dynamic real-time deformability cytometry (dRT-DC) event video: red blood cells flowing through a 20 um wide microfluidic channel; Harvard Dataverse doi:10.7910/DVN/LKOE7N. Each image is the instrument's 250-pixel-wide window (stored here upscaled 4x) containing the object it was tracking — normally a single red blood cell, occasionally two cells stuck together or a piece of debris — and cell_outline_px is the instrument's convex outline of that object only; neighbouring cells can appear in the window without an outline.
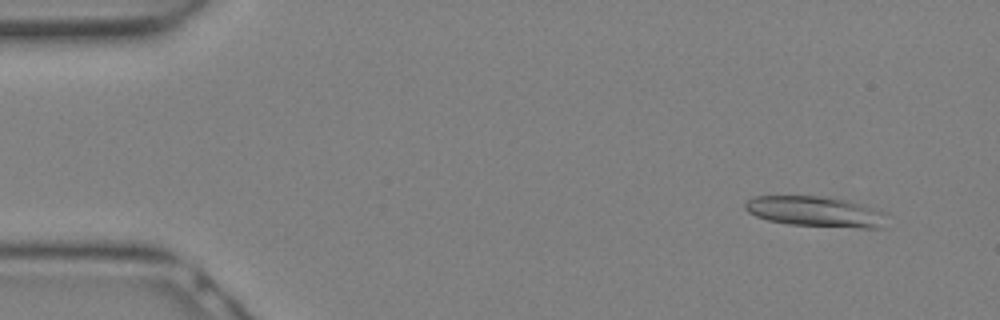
{"species": "Egyptian fruit bat (a non-hibernating species)", "species_latin": "Rousettus aegyptiacus", "temperature_condition": "warm", "stored_images_in_passage": 16, "camera_frame_rate_fps": 3000, "um_per_image_px": 0.085, "animal": {"sex": "female"}, "frame": {"image": 1, "passage_image": 3, "time_ms": 0.667, "image_size_px": [1000, 320], "cell_outline_px": [[888, 212], [880, 228], [860, 228], [788, 224], [768, 220], [756, 216], [748, 212], [744, 208], [744, 204], [752, 196], [824, 196], [848, 200]], "centroid_in_image_um": [69.32, 17.97], "position_along_channel_um": 15.7, "area_um2": 25.26}}
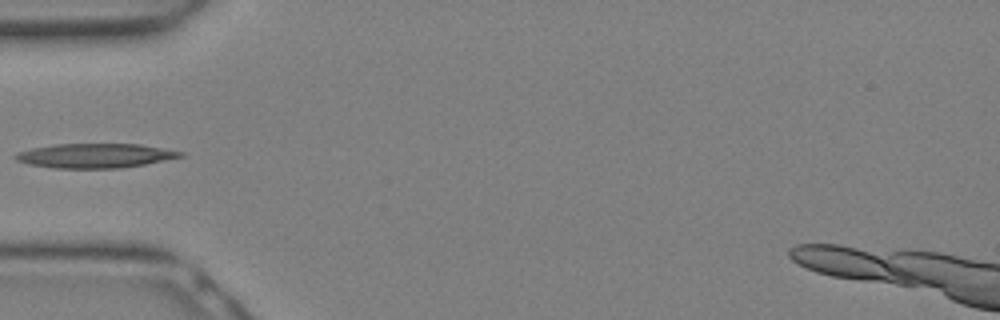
{"frame": {"image": 2, "passage_image": 10, "time_ms": 3.0, "image_size_px": [1000, 320], "cell_outline_px": [[184, 156], [144, 164], [120, 168], [52, 168], [28, 164], [16, 160], [12, 156], [16, 152], [32, 148], [56, 144], [140, 144], [164, 148], [184, 152]], "centroid_in_image_um": [8.05, 13.23], "position_along_channel_um": 77.0, "area_um2": 23.47}}
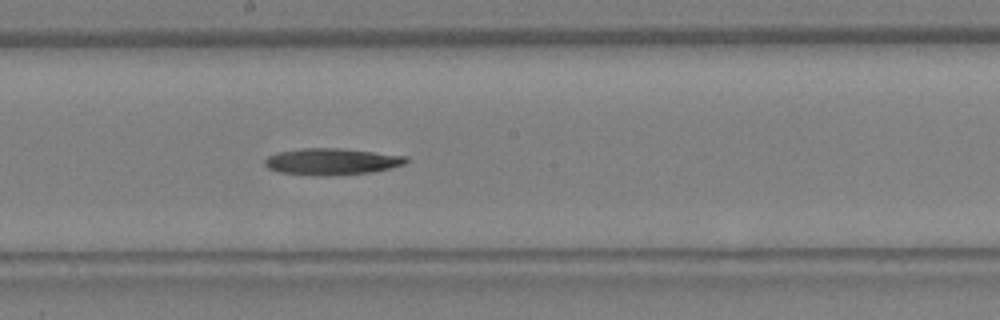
{"frame": {"image": 3, "passage_image": 16, "time_ms": 5.0, "image_size_px": [1000, 320], "cell_outline_px": [[408, 160], [404, 164], [388, 168], [368, 172], [280, 172], [268, 168], [264, 164], [264, 160], [268, 156], [276, 152], [300, 148], [340, 148], [408, 156]], "centroid_in_image_um": [28.19, 13.65], "position_along_channel_um": 220.0, "area_um2": 20.4}}